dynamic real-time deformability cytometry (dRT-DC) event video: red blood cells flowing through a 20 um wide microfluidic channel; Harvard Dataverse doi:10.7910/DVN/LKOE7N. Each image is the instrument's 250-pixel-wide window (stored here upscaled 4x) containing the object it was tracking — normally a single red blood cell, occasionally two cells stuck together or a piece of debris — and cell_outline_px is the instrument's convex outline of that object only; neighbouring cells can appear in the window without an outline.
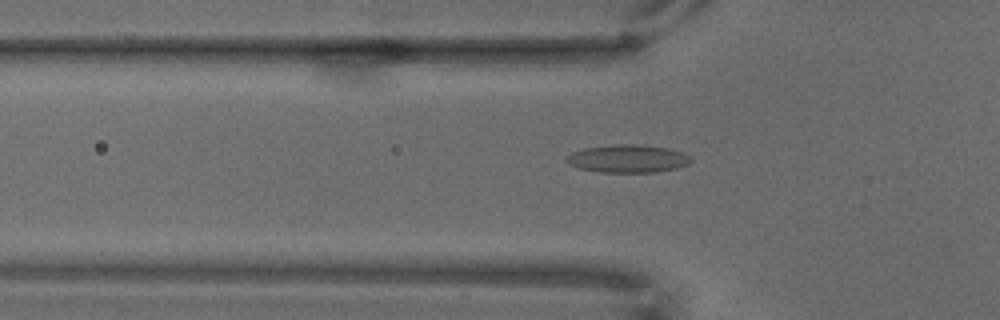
{"species": "common noctule bat (a hibernating species)", "species_latin": "Nyctalus noctula", "temperature_condition": "warm", "stored_images_in_passage": 66, "camera_frame_rate_fps": 3000, "um_per_image_px": 0.085, "animal": {"sex": "male", "body_mass_g": 18.8}, "frame": {"image": 1, "passage_image": 23, "time_ms": 7.333, "image_size_px": [1000, 320], "cell_outline_px": [[692, 160], [688, 164], [676, 168], [656, 172], [600, 172], [580, 168], [568, 164], [564, 160], [572, 152], [584, 148], [616, 144], [640, 144], [668, 148], [684, 152], [692, 156]], "centroid_in_image_um": [53.39, 13.48], "position_along_channel_um": 72.4, "area_um2": 20.35}}
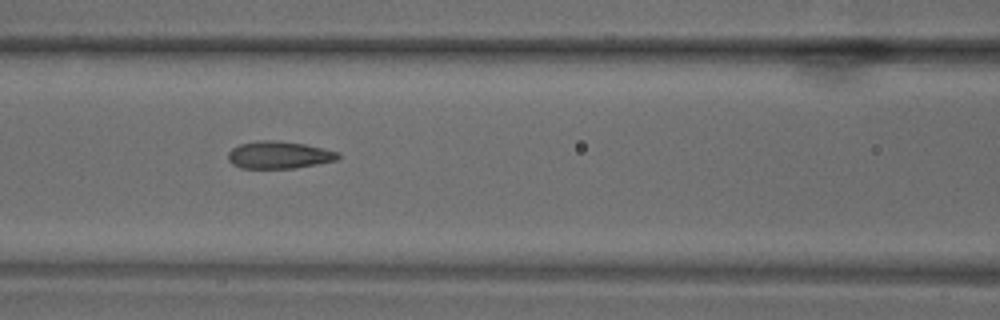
{"frame": {"image": 2, "passage_image": 30, "time_ms": 9.667, "image_size_px": [1000, 320], "cell_outline_px": [[340, 160], [296, 168], [240, 168], [232, 164], [228, 160], [228, 152], [232, 148], [240, 144], [260, 140], [276, 140], [304, 144], [340, 152]], "centroid_in_image_um": [23.74, 13.17], "position_along_channel_um": 142.9, "area_um2": 17.69}}
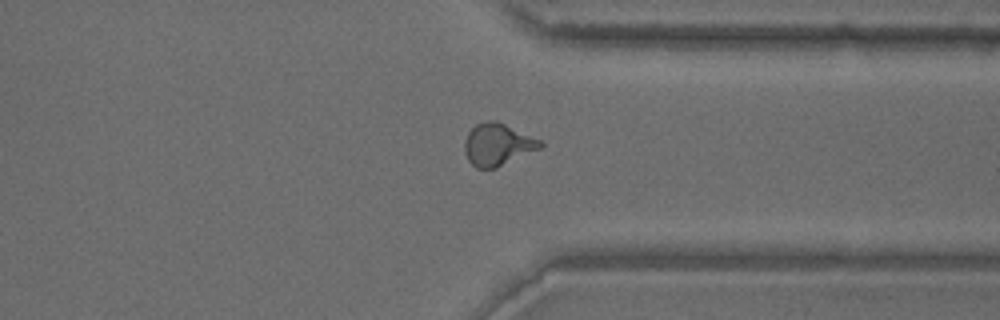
{"frame": {"image": 3, "passage_image": 53, "time_ms": 17.333, "image_size_px": [1000, 320], "cell_outline_px": [[544, 144], [540, 148], [496, 168], [476, 168], [468, 160], [464, 152], [464, 140], [468, 132], [476, 124], [484, 120], [496, 120], [544, 140]], "centroid_in_image_um": [42.3, 12.26], "position_along_channel_um": 369.1, "area_um2": 18.84}}